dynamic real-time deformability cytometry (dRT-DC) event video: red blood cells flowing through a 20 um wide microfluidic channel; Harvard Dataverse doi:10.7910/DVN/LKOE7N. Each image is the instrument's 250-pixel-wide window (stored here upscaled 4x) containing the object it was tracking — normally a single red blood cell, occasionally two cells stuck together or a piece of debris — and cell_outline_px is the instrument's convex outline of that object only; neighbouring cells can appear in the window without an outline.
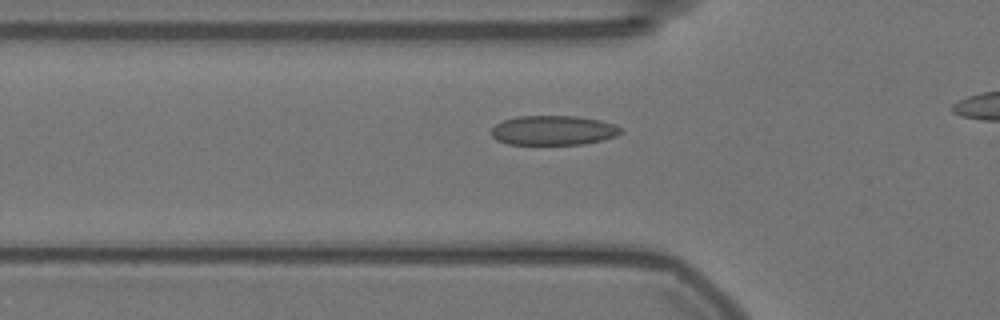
{"species": "Egyptian fruit bat (a non-hibernating species)", "species_latin": "Rousettus aegyptiacus", "temperature_condition": "warm", "stored_images_in_passage": 38, "camera_frame_rate_fps": 3000, "um_per_image_px": 0.085, "animal": {"sex": "female"}, "frame": {"image": 1, "passage_image": 10, "time_ms": 3.0, "image_size_px": [1000, 320], "cell_outline_px": [[620, 132], [616, 136], [604, 140], [584, 144], [508, 144], [496, 140], [492, 136], [492, 128], [496, 124], [504, 120], [516, 116], [580, 116], [600, 120], [612, 124], [620, 128]], "centroid_in_image_um": [47.02, 11.08], "position_along_channel_um": 78.8, "area_um2": 22.25}}
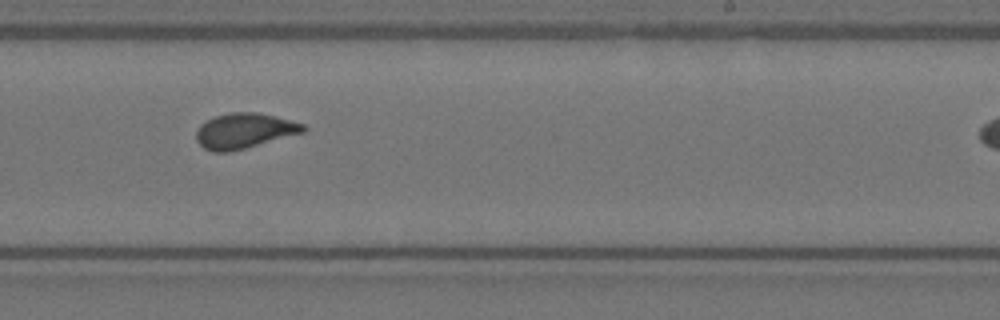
{"frame": {"image": 2, "passage_image": 26, "time_ms": 8.333, "image_size_px": [1000, 320], "cell_outline_px": [[308, 128], [304, 132], [244, 148], [228, 152], [212, 152], [204, 148], [196, 140], [196, 132], [200, 124], [216, 116], [228, 112], [256, 112], [276, 116], [304, 124]], "centroid_in_image_um": [20.76, 11.11], "position_along_channel_um": 268.2, "area_um2": 21.85}}
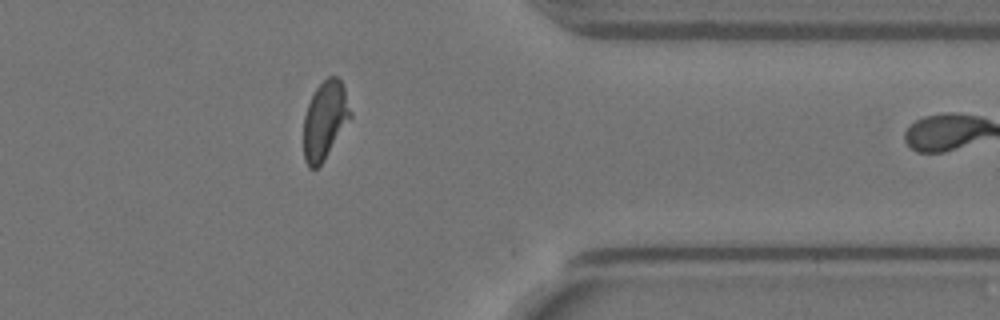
{"frame": {"image": 3, "passage_image": 37, "time_ms": 12.0, "image_size_px": [1000, 320], "cell_outline_px": [[352, 116], [324, 160], [316, 168], [308, 168], [304, 160], [304, 116], [308, 104], [316, 88], [328, 76], [336, 76], [340, 80], [344, 88], [352, 112]], "centroid_in_image_um": [27.62, 10.22], "position_along_channel_um": 383.8, "area_um2": 21.15}}